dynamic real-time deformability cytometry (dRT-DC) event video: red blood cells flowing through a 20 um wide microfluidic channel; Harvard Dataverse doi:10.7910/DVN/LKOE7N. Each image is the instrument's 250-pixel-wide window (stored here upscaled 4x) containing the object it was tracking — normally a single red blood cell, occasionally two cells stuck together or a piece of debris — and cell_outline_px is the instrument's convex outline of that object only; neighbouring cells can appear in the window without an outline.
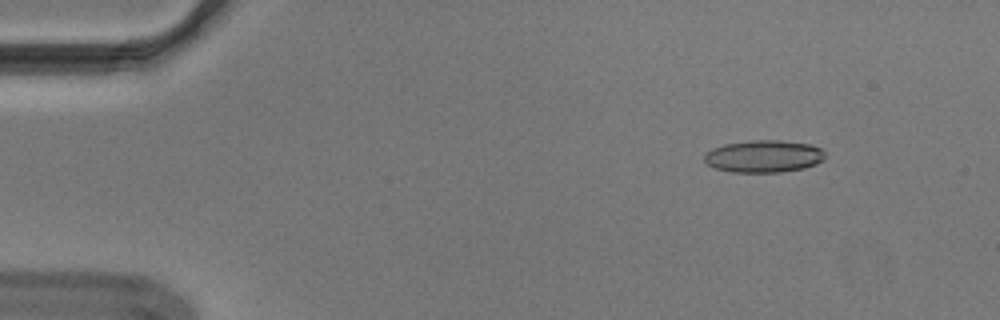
{"species": "Egyptian fruit bat (a non-hibernating species)", "species_latin": "Rousettus aegyptiacus", "temperature_condition": "cold", "stored_images_in_passage": 50, "camera_frame_rate_fps": 3000, "um_per_image_px": 0.085, "animal": {"sex": "male"}, "frame": {"image": 1, "passage_image": 2, "time_ms": 0.333, "image_size_px": [1000, 320], "cell_outline_px": [[824, 160], [816, 164], [804, 168], [780, 172], [732, 172], [716, 168], [708, 164], [704, 160], [704, 152], [712, 148], [724, 144], [752, 140], [780, 140], [812, 144], [820, 148], [824, 152]], "centroid_in_image_um": [64.92, 13.28], "position_along_channel_um": 20.1, "area_um2": 22.83}}
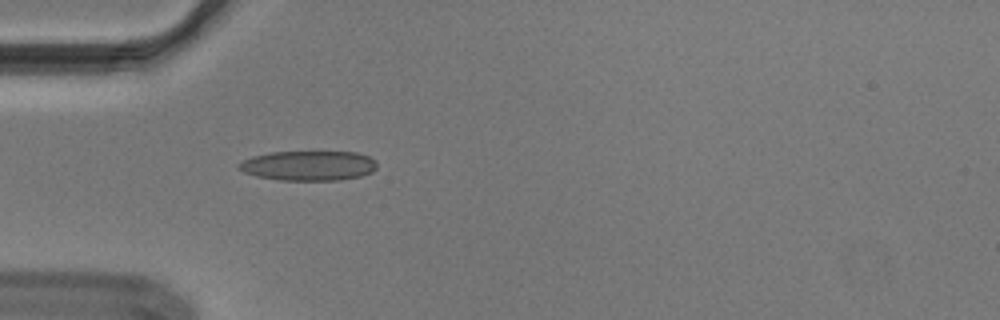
{"frame": {"image": 2, "passage_image": 12, "time_ms": 3.667, "image_size_px": [1000, 320], "cell_outline_px": [[376, 168], [372, 172], [360, 176], [340, 180], [280, 180], [256, 176], [244, 172], [236, 168], [236, 164], [252, 156], [272, 152], [356, 152], [368, 156], [376, 160]], "centroid_in_image_um": [26.21, 14.08], "position_along_channel_um": 58.8, "area_um2": 24.04}}
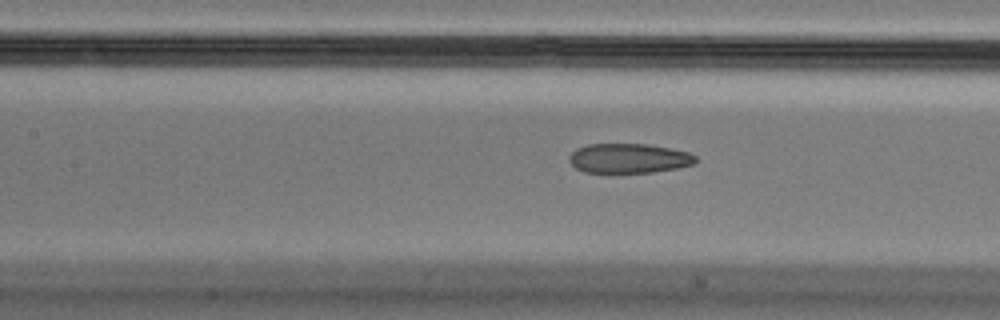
{"frame": {"image": 3, "passage_image": 20, "time_ms": 6.333, "image_size_px": [1000, 320], "cell_outline_px": [[696, 164], [676, 168], [652, 172], [584, 172], [576, 168], [568, 160], [568, 156], [576, 148], [588, 144], [648, 144], [688, 152], [696, 156]], "centroid_in_image_um": [53.43, 13.45], "position_along_channel_um": 154.0, "area_um2": 21.73}, "authors_computed_cell_mechanics": {"area_um2": 23.6691, "velocity_mm_per_s": 3.6797, "shape_relaxation_time_tau1_ms": null, "shape_relaxation_time_tau2_ms": 2.2016, "deformation_change_tau1": null, "deformation_change_tau2": 0.0981}}